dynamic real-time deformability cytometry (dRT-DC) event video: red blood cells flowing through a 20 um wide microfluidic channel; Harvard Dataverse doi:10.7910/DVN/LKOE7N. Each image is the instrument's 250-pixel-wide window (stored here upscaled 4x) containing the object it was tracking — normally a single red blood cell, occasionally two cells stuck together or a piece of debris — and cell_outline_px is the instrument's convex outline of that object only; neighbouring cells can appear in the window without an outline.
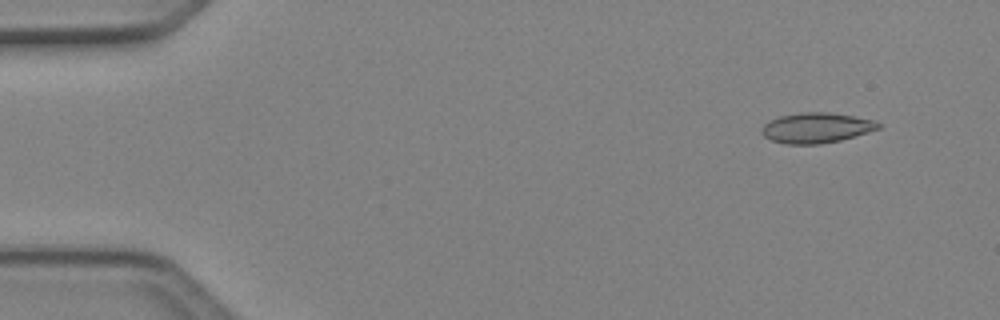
{"species": "Egyptian fruit bat (a non-hibernating species)", "species_latin": "Rousettus aegyptiacus", "temperature_condition": "cold", "stored_images_in_passage": 3, "camera_frame_rate_fps": 3000, "um_per_image_px": 0.085, "animal": {"sex": "female"}, "frame": {"image": 1, "passage_image": 1, "time_ms": 0.0, "image_size_px": [1000, 320], "cell_outline_px": [[880, 128], [840, 140], [820, 144], [784, 144], [772, 140], [764, 136], [760, 132], [760, 128], [768, 120], [780, 116], [800, 112], [828, 112], [852, 116], [872, 120], [880, 124]], "centroid_in_image_um": [69.31, 10.86], "position_along_channel_um": 15.7, "area_um2": 20.46}}